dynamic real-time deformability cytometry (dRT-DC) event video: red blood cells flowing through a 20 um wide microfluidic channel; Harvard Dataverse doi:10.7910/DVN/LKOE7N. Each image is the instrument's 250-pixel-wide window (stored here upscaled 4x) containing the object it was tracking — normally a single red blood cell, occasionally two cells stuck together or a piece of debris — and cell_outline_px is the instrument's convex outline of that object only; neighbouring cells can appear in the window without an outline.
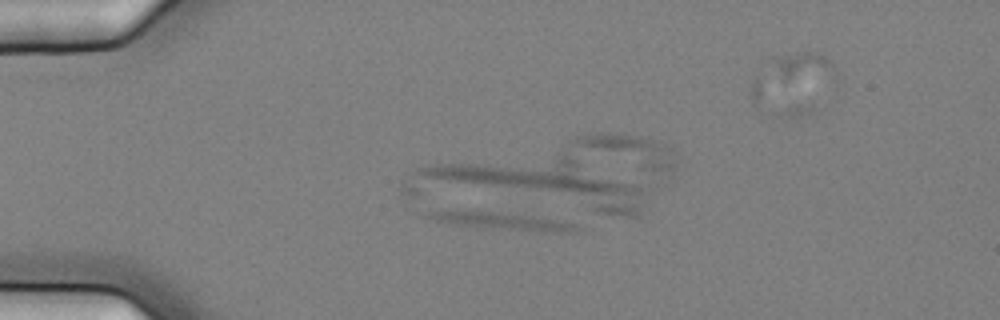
{"species": "common noctule bat (a hibernating species)", "species_latin": "Nyctalus noctula", "temperature_condition": "cold", "stored_images_in_passage": 9, "camera_frame_rate_fps": 3000, "um_per_image_px": 0.085, "animal": {"sex": "female", "body_mass_g": 25.1}, "frame": {"image": 1, "passage_image": 2, "time_ms": 0.333, "image_size_px": [1000, 320], "cell_outline_px": [[580, 232], [544, 232], [484, 228], [428, 220], [420, 212], [420, 208], [424, 208], [496, 212], [536, 216], [576, 224], [580, 228]], "centroid_in_image_um": [42.39, 18.76], "position_along_channel_um": 42.6, "area_um2": 15.95}}